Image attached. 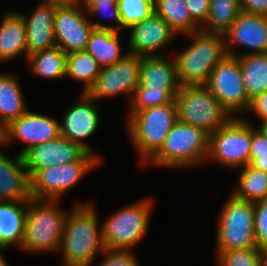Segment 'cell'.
Wrapping results in <instances>:
<instances>
[{"label": "cell", "mask_w": 267, "mask_h": 266, "mask_svg": "<svg viewBox=\"0 0 267 266\" xmlns=\"http://www.w3.org/2000/svg\"><path fill=\"white\" fill-rule=\"evenodd\" d=\"M72 208L59 248L64 259L62 266H92L95 255L105 249L102 227H98V216L91 202H79Z\"/></svg>", "instance_id": "obj_1"}, {"label": "cell", "mask_w": 267, "mask_h": 266, "mask_svg": "<svg viewBox=\"0 0 267 266\" xmlns=\"http://www.w3.org/2000/svg\"><path fill=\"white\" fill-rule=\"evenodd\" d=\"M186 35L193 40L174 57L177 80L180 85H205L212 70L227 55L225 37L201 30Z\"/></svg>", "instance_id": "obj_2"}, {"label": "cell", "mask_w": 267, "mask_h": 266, "mask_svg": "<svg viewBox=\"0 0 267 266\" xmlns=\"http://www.w3.org/2000/svg\"><path fill=\"white\" fill-rule=\"evenodd\" d=\"M57 204L58 200L50 199L29 201L21 250L59 253L68 214Z\"/></svg>", "instance_id": "obj_3"}, {"label": "cell", "mask_w": 267, "mask_h": 266, "mask_svg": "<svg viewBox=\"0 0 267 266\" xmlns=\"http://www.w3.org/2000/svg\"><path fill=\"white\" fill-rule=\"evenodd\" d=\"M128 132L141 157L148 162L163 146L171 128L178 121L175 100L161 106H151L129 113Z\"/></svg>", "instance_id": "obj_4"}, {"label": "cell", "mask_w": 267, "mask_h": 266, "mask_svg": "<svg viewBox=\"0 0 267 266\" xmlns=\"http://www.w3.org/2000/svg\"><path fill=\"white\" fill-rule=\"evenodd\" d=\"M208 154L209 134L178 120L163 146L148 162L159 167L185 168L204 162Z\"/></svg>", "instance_id": "obj_5"}, {"label": "cell", "mask_w": 267, "mask_h": 266, "mask_svg": "<svg viewBox=\"0 0 267 266\" xmlns=\"http://www.w3.org/2000/svg\"><path fill=\"white\" fill-rule=\"evenodd\" d=\"M174 100L178 120L209 135L232 118L205 85H180Z\"/></svg>", "instance_id": "obj_6"}, {"label": "cell", "mask_w": 267, "mask_h": 266, "mask_svg": "<svg viewBox=\"0 0 267 266\" xmlns=\"http://www.w3.org/2000/svg\"><path fill=\"white\" fill-rule=\"evenodd\" d=\"M217 218V255L233 249L258 248L254 236V203L231 194Z\"/></svg>", "instance_id": "obj_7"}, {"label": "cell", "mask_w": 267, "mask_h": 266, "mask_svg": "<svg viewBox=\"0 0 267 266\" xmlns=\"http://www.w3.org/2000/svg\"><path fill=\"white\" fill-rule=\"evenodd\" d=\"M152 199H144L118 210L102 225L105 248L131 250L145 235L150 219Z\"/></svg>", "instance_id": "obj_8"}, {"label": "cell", "mask_w": 267, "mask_h": 266, "mask_svg": "<svg viewBox=\"0 0 267 266\" xmlns=\"http://www.w3.org/2000/svg\"><path fill=\"white\" fill-rule=\"evenodd\" d=\"M252 125L247 119L233 116L226 124L209 135L207 160L228 168H242L250 163Z\"/></svg>", "instance_id": "obj_9"}, {"label": "cell", "mask_w": 267, "mask_h": 266, "mask_svg": "<svg viewBox=\"0 0 267 266\" xmlns=\"http://www.w3.org/2000/svg\"><path fill=\"white\" fill-rule=\"evenodd\" d=\"M100 160L97 155L87 152L78 162L38 170L30 178L32 198L60 200L86 173L100 164Z\"/></svg>", "instance_id": "obj_10"}, {"label": "cell", "mask_w": 267, "mask_h": 266, "mask_svg": "<svg viewBox=\"0 0 267 266\" xmlns=\"http://www.w3.org/2000/svg\"><path fill=\"white\" fill-rule=\"evenodd\" d=\"M82 9L75 0L61 3L56 9L53 24L54 38L56 46L66 54L85 51L94 29L117 31V27L107 26L99 22H90L87 16L82 13Z\"/></svg>", "instance_id": "obj_11"}, {"label": "cell", "mask_w": 267, "mask_h": 266, "mask_svg": "<svg viewBox=\"0 0 267 266\" xmlns=\"http://www.w3.org/2000/svg\"><path fill=\"white\" fill-rule=\"evenodd\" d=\"M205 86L232 117L235 112L248 110L251 100L242 81L238 57L227 54L212 70Z\"/></svg>", "instance_id": "obj_12"}, {"label": "cell", "mask_w": 267, "mask_h": 266, "mask_svg": "<svg viewBox=\"0 0 267 266\" xmlns=\"http://www.w3.org/2000/svg\"><path fill=\"white\" fill-rule=\"evenodd\" d=\"M140 64V56L126 53L111 66L101 68L97 79L86 94L98 100L126 93L131 96V100L134 90L140 84Z\"/></svg>", "instance_id": "obj_13"}, {"label": "cell", "mask_w": 267, "mask_h": 266, "mask_svg": "<svg viewBox=\"0 0 267 266\" xmlns=\"http://www.w3.org/2000/svg\"><path fill=\"white\" fill-rule=\"evenodd\" d=\"M50 116L30 112L29 109L3 129V144L12 139L26 142L20 154L23 155L31 147L52 141L60 135V126Z\"/></svg>", "instance_id": "obj_14"}, {"label": "cell", "mask_w": 267, "mask_h": 266, "mask_svg": "<svg viewBox=\"0 0 267 266\" xmlns=\"http://www.w3.org/2000/svg\"><path fill=\"white\" fill-rule=\"evenodd\" d=\"M88 151L80 144L59 135L52 141L31 147L23 154L30 178L40 169L78 162Z\"/></svg>", "instance_id": "obj_15"}, {"label": "cell", "mask_w": 267, "mask_h": 266, "mask_svg": "<svg viewBox=\"0 0 267 266\" xmlns=\"http://www.w3.org/2000/svg\"><path fill=\"white\" fill-rule=\"evenodd\" d=\"M80 102L73 104L65 112L60 126V135L70 141L80 144L88 152L94 154L92 148L82 142L84 139L91 137L99 127L100 118L99 110L95 100L90 98L86 93L80 95Z\"/></svg>", "instance_id": "obj_16"}, {"label": "cell", "mask_w": 267, "mask_h": 266, "mask_svg": "<svg viewBox=\"0 0 267 266\" xmlns=\"http://www.w3.org/2000/svg\"><path fill=\"white\" fill-rule=\"evenodd\" d=\"M224 37L228 55L237 57L232 43L252 49L245 54L267 53V16L240 11Z\"/></svg>", "instance_id": "obj_17"}, {"label": "cell", "mask_w": 267, "mask_h": 266, "mask_svg": "<svg viewBox=\"0 0 267 266\" xmlns=\"http://www.w3.org/2000/svg\"><path fill=\"white\" fill-rule=\"evenodd\" d=\"M128 53L137 56H157L158 50L167 47L176 33L155 12L131 27Z\"/></svg>", "instance_id": "obj_18"}, {"label": "cell", "mask_w": 267, "mask_h": 266, "mask_svg": "<svg viewBox=\"0 0 267 266\" xmlns=\"http://www.w3.org/2000/svg\"><path fill=\"white\" fill-rule=\"evenodd\" d=\"M60 4L41 1L31 16L21 14L26 25L28 55L56 46L53 24L56 9Z\"/></svg>", "instance_id": "obj_19"}, {"label": "cell", "mask_w": 267, "mask_h": 266, "mask_svg": "<svg viewBox=\"0 0 267 266\" xmlns=\"http://www.w3.org/2000/svg\"><path fill=\"white\" fill-rule=\"evenodd\" d=\"M31 181L20 153L11 160L0 150V201H30Z\"/></svg>", "instance_id": "obj_20"}, {"label": "cell", "mask_w": 267, "mask_h": 266, "mask_svg": "<svg viewBox=\"0 0 267 266\" xmlns=\"http://www.w3.org/2000/svg\"><path fill=\"white\" fill-rule=\"evenodd\" d=\"M138 87H147L148 91H178L175 58L168 59L161 54L142 56Z\"/></svg>", "instance_id": "obj_21"}, {"label": "cell", "mask_w": 267, "mask_h": 266, "mask_svg": "<svg viewBox=\"0 0 267 266\" xmlns=\"http://www.w3.org/2000/svg\"><path fill=\"white\" fill-rule=\"evenodd\" d=\"M27 52L26 25L21 13L9 11L0 23V62L15 59Z\"/></svg>", "instance_id": "obj_22"}, {"label": "cell", "mask_w": 267, "mask_h": 266, "mask_svg": "<svg viewBox=\"0 0 267 266\" xmlns=\"http://www.w3.org/2000/svg\"><path fill=\"white\" fill-rule=\"evenodd\" d=\"M29 201H0V246L21 248Z\"/></svg>", "instance_id": "obj_23"}, {"label": "cell", "mask_w": 267, "mask_h": 266, "mask_svg": "<svg viewBox=\"0 0 267 266\" xmlns=\"http://www.w3.org/2000/svg\"><path fill=\"white\" fill-rule=\"evenodd\" d=\"M16 76L0 74V127L4 129L28 109Z\"/></svg>", "instance_id": "obj_24"}, {"label": "cell", "mask_w": 267, "mask_h": 266, "mask_svg": "<svg viewBox=\"0 0 267 266\" xmlns=\"http://www.w3.org/2000/svg\"><path fill=\"white\" fill-rule=\"evenodd\" d=\"M237 57L248 98L267 91V53H239Z\"/></svg>", "instance_id": "obj_25"}, {"label": "cell", "mask_w": 267, "mask_h": 266, "mask_svg": "<svg viewBox=\"0 0 267 266\" xmlns=\"http://www.w3.org/2000/svg\"><path fill=\"white\" fill-rule=\"evenodd\" d=\"M85 51L97 60L101 68L111 66L125 56L121 55L117 31L109 29H94Z\"/></svg>", "instance_id": "obj_26"}, {"label": "cell", "mask_w": 267, "mask_h": 266, "mask_svg": "<svg viewBox=\"0 0 267 266\" xmlns=\"http://www.w3.org/2000/svg\"><path fill=\"white\" fill-rule=\"evenodd\" d=\"M155 13L176 33L191 34L201 28L192 20L185 0H154Z\"/></svg>", "instance_id": "obj_27"}, {"label": "cell", "mask_w": 267, "mask_h": 266, "mask_svg": "<svg viewBox=\"0 0 267 266\" xmlns=\"http://www.w3.org/2000/svg\"><path fill=\"white\" fill-rule=\"evenodd\" d=\"M31 73L46 79H60L66 74L67 54L59 47L28 55Z\"/></svg>", "instance_id": "obj_28"}, {"label": "cell", "mask_w": 267, "mask_h": 266, "mask_svg": "<svg viewBox=\"0 0 267 266\" xmlns=\"http://www.w3.org/2000/svg\"><path fill=\"white\" fill-rule=\"evenodd\" d=\"M239 12V0H210L208 18L201 26V31L224 35L237 19Z\"/></svg>", "instance_id": "obj_29"}, {"label": "cell", "mask_w": 267, "mask_h": 266, "mask_svg": "<svg viewBox=\"0 0 267 266\" xmlns=\"http://www.w3.org/2000/svg\"><path fill=\"white\" fill-rule=\"evenodd\" d=\"M239 170V185L232 194L252 203L267 200V173L249 164Z\"/></svg>", "instance_id": "obj_30"}, {"label": "cell", "mask_w": 267, "mask_h": 266, "mask_svg": "<svg viewBox=\"0 0 267 266\" xmlns=\"http://www.w3.org/2000/svg\"><path fill=\"white\" fill-rule=\"evenodd\" d=\"M101 67L86 51H75L67 54L66 74L74 80L84 83L82 93H86L94 84Z\"/></svg>", "instance_id": "obj_31"}, {"label": "cell", "mask_w": 267, "mask_h": 266, "mask_svg": "<svg viewBox=\"0 0 267 266\" xmlns=\"http://www.w3.org/2000/svg\"><path fill=\"white\" fill-rule=\"evenodd\" d=\"M121 16V29L129 28L150 17L154 12V0H117Z\"/></svg>", "instance_id": "obj_32"}, {"label": "cell", "mask_w": 267, "mask_h": 266, "mask_svg": "<svg viewBox=\"0 0 267 266\" xmlns=\"http://www.w3.org/2000/svg\"><path fill=\"white\" fill-rule=\"evenodd\" d=\"M178 91H148L147 87H137L130 100L129 113H135L151 106H161L175 99Z\"/></svg>", "instance_id": "obj_33"}, {"label": "cell", "mask_w": 267, "mask_h": 266, "mask_svg": "<svg viewBox=\"0 0 267 266\" xmlns=\"http://www.w3.org/2000/svg\"><path fill=\"white\" fill-rule=\"evenodd\" d=\"M217 266H262V249H233L217 255Z\"/></svg>", "instance_id": "obj_34"}, {"label": "cell", "mask_w": 267, "mask_h": 266, "mask_svg": "<svg viewBox=\"0 0 267 266\" xmlns=\"http://www.w3.org/2000/svg\"><path fill=\"white\" fill-rule=\"evenodd\" d=\"M254 236L257 247H267V200L254 203Z\"/></svg>", "instance_id": "obj_35"}, {"label": "cell", "mask_w": 267, "mask_h": 266, "mask_svg": "<svg viewBox=\"0 0 267 266\" xmlns=\"http://www.w3.org/2000/svg\"><path fill=\"white\" fill-rule=\"evenodd\" d=\"M102 252L105 258L98 266H139L131 250L105 248Z\"/></svg>", "instance_id": "obj_36"}, {"label": "cell", "mask_w": 267, "mask_h": 266, "mask_svg": "<svg viewBox=\"0 0 267 266\" xmlns=\"http://www.w3.org/2000/svg\"><path fill=\"white\" fill-rule=\"evenodd\" d=\"M192 20L201 28L209 14L210 0H185Z\"/></svg>", "instance_id": "obj_37"}, {"label": "cell", "mask_w": 267, "mask_h": 266, "mask_svg": "<svg viewBox=\"0 0 267 266\" xmlns=\"http://www.w3.org/2000/svg\"><path fill=\"white\" fill-rule=\"evenodd\" d=\"M110 16L114 17V20L118 23L117 31L121 30V16L117 6V0H108V2L95 4L87 13L90 15H98L99 13H106L109 11Z\"/></svg>", "instance_id": "obj_38"}, {"label": "cell", "mask_w": 267, "mask_h": 266, "mask_svg": "<svg viewBox=\"0 0 267 266\" xmlns=\"http://www.w3.org/2000/svg\"><path fill=\"white\" fill-rule=\"evenodd\" d=\"M240 11L267 16V0H239Z\"/></svg>", "instance_id": "obj_39"}, {"label": "cell", "mask_w": 267, "mask_h": 266, "mask_svg": "<svg viewBox=\"0 0 267 266\" xmlns=\"http://www.w3.org/2000/svg\"><path fill=\"white\" fill-rule=\"evenodd\" d=\"M248 111H254L257 113L261 120L267 119V91L262 92L251 99L247 112Z\"/></svg>", "instance_id": "obj_40"}, {"label": "cell", "mask_w": 267, "mask_h": 266, "mask_svg": "<svg viewBox=\"0 0 267 266\" xmlns=\"http://www.w3.org/2000/svg\"><path fill=\"white\" fill-rule=\"evenodd\" d=\"M267 151V137L255 126H252V140L250 145V152H264Z\"/></svg>", "instance_id": "obj_41"}, {"label": "cell", "mask_w": 267, "mask_h": 266, "mask_svg": "<svg viewBox=\"0 0 267 266\" xmlns=\"http://www.w3.org/2000/svg\"><path fill=\"white\" fill-rule=\"evenodd\" d=\"M249 165L257 170L267 173V151L250 152Z\"/></svg>", "instance_id": "obj_42"}, {"label": "cell", "mask_w": 267, "mask_h": 266, "mask_svg": "<svg viewBox=\"0 0 267 266\" xmlns=\"http://www.w3.org/2000/svg\"><path fill=\"white\" fill-rule=\"evenodd\" d=\"M75 1L78 2V4L81 7H83L84 9H86V12H88L97 3L108 2V0H75Z\"/></svg>", "instance_id": "obj_43"}, {"label": "cell", "mask_w": 267, "mask_h": 266, "mask_svg": "<svg viewBox=\"0 0 267 266\" xmlns=\"http://www.w3.org/2000/svg\"><path fill=\"white\" fill-rule=\"evenodd\" d=\"M257 129L267 137V119L262 120L261 125Z\"/></svg>", "instance_id": "obj_44"}, {"label": "cell", "mask_w": 267, "mask_h": 266, "mask_svg": "<svg viewBox=\"0 0 267 266\" xmlns=\"http://www.w3.org/2000/svg\"><path fill=\"white\" fill-rule=\"evenodd\" d=\"M262 266H267V247L262 249Z\"/></svg>", "instance_id": "obj_45"}, {"label": "cell", "mask_w": 267, "mask_h": 266, "mask_svg": "<svg viewBox=\"0 0 267 266\" xmlns=\"http://www.w3.org/2000/svg\"><path fill=\"white\" fill-rule=\"evenodd\" d=\"M0 250H5V247L0 246ZM0 266H8L6 260H4L3 254L0 251Z\"/></svg>", "instance_id": "obj_46"}, {"label": "cell", "mask_w": 267, "mask_h": 266, "mask_svg": "<svg viewBox=\"0 0 267 266\" xmlns=\"http://www.w3.org/2000/svg\"><path fill=\"white\" fill-rule=\"evenodd\" d=\"M43 1H46V2H58V3H68L72 0H43Z\"/></svg>", "instance_id": "obj_47"}, {"label": "cell", "mask_w": 267, "mask_h": 266, "mask_svg": "<svg viewBox=\"0 0 267 266\" xmlns=\"http://www.w3.org/2000/svg\"><path fill=\"white\" fill-rule=\"evenodd\" d=\"M3 144V129L0 127V146Z\"/></svg>", "instance_id": "obj_48"}]
</instances>
